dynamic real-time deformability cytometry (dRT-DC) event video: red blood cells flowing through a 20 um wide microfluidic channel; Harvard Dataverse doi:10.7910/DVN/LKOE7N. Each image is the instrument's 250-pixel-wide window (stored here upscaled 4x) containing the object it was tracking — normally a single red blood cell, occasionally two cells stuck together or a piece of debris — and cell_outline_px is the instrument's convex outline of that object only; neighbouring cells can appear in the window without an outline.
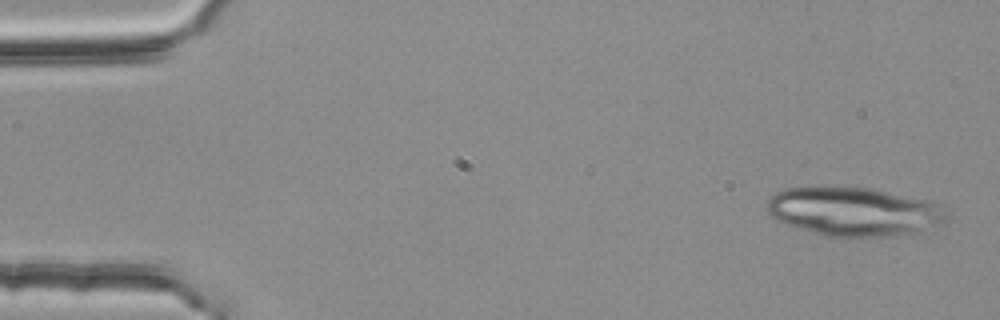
{"species": "common noctule bat (a hibernating species)", "species_latin": "Nyctalus noctula", "temperature_condition": "room temperature", "stored_images_in_passage": 3, "camera_frame_rate_fps": 3000, "um_per_image_px": 0.085, "animal": {"sex": "female", "body_mass_g": 25.1}, "frame": {"image": 1, "passage_image": 1, "time_ms": 0.0, "image_size_px": [1000, 320], "cell_outline_px": [[948, 220], [924, 232], [892, 236], [820, 236], [776, 220], [768, 212], [768, 200], [776, 192], [784, 188], [876, 188], [932, 200], [940, 204], [948, 212]], "centroid_in_image_um": [72.7, 17.99], "position_along_channel_um": 12.3, "area_um2": 51.56}}